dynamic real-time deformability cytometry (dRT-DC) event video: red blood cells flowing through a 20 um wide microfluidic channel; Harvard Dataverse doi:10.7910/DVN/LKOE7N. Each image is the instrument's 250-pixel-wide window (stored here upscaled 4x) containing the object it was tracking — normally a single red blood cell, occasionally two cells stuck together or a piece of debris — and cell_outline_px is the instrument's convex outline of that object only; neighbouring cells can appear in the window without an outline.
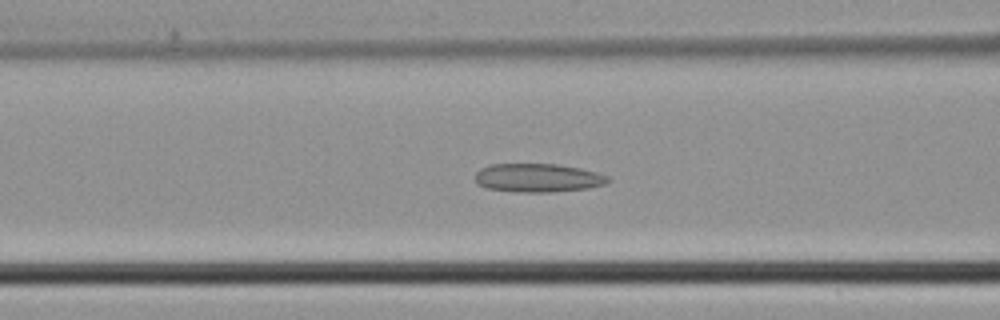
{"species": "common noctule bat (a hibernating species)", "species_latin": "Nyctalus noctula", "temperature_condition": "cold", "stored_images_in_passage": 25, "camera_frame_rate_fps": 3000, "um_per_image_px": 0.085, "animal": {"sex": "male", "body_mass_g": 21.5, "forearm_length_mm": 52.0}, "frame": {"image": 1, "passage_image": 11, "time_ms": 3.333, "image_size_px": [1000, 320], "cell_outline_px": [[612, 180], [604, 184], [588, 188], [552, 192], [520, 192], [488, 188], [476, 184], [476, 172], [480, 168], [492, 164], [556, 164], [580, 168], [596, 172], [608, 176]], "centroid_in_image_um": [45.73, 15.11], "position_along_channel_um": 120.9, "area_um2": 22.08}}
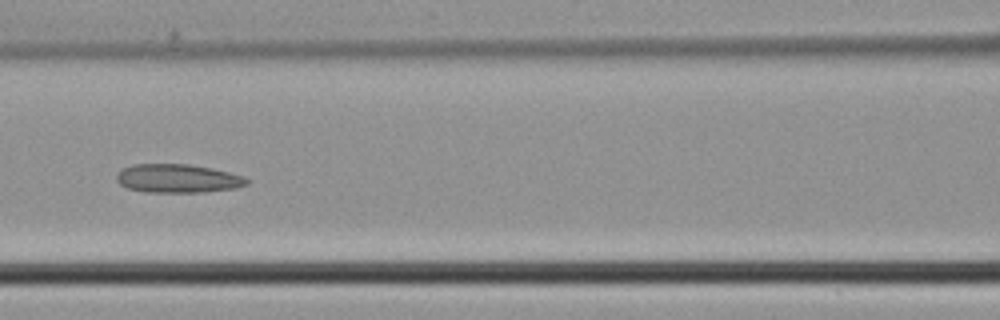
{"frame": {"image": 2, "passage_image": 13, "time_ms": 4.0, "image_size_px": [1000, 320], "cell_outline_px": [[248, 184], [236, 188], [204, 192], [144, 192], [128, 188], [120, 184], [116, 180], [116, 176], [124, 168], [132, 164], [188, 164], [212, 168], [244, 176], [248, 180]], "centroid_in_image_um": [15.12, 15.17], "position_along_channel_um": 151.5, "area_um2": 21.68}}
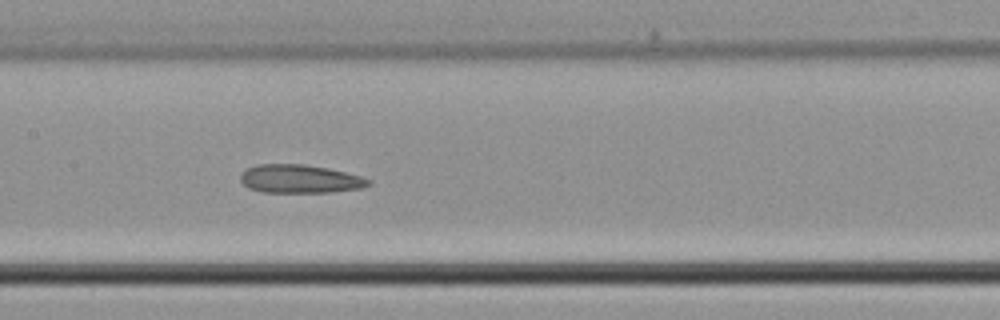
{"frame": {"image": 3, "passage_image": 15, "time_ms": 4.667, "image_size_px": [1000, 320], "cell_outline_px": [[372, 184], [360, 188], [332, 192], [264, 192], [248, 188], [240, 180], [240, 176], [244, 168], [256, 164], [304, 164], [328, 168], [360, 176], [372, 180]], "centroid_in_image_um": [25.46, 15.2], "position_along_channel_um": 181.9, "area_um2": 21.27}}